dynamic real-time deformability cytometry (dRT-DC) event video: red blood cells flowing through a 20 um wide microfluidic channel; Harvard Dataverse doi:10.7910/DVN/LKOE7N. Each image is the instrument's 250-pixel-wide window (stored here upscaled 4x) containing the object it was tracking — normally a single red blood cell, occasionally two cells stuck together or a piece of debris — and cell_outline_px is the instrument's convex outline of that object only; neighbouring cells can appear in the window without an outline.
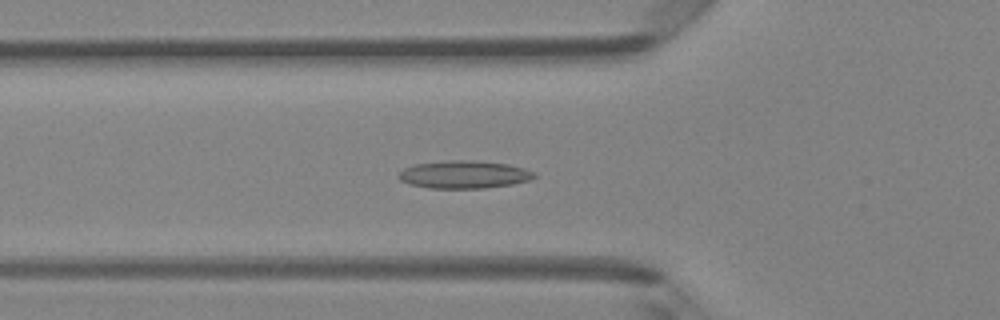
{"species": "Egyptian fruit bat (a non-hibernating species)", "species_latin": "Rousettus aegyptiacus", "temperature_condition": "room temperature", "stored_images_in_passage": 36, "camera_frame_rate_fps": 3000, "um_per_image_px": 0.085, "animal": {"sex": "female"}, "frame": {"image": 1, "passage_image": 5, "time_ms": 1.333, "image_size_px": [1000, 320], "cell_outline_px": [[536, 176], [528, 180], [512, 184], [484, 188], [428, 188], [412, 184], [400, 180], [396, 176], [404, 168], [416, 164], [452, 160], [472, 160], [508, 164], [524, 168], [536, 172]], "centroid_in_image_um": [39.45, 14.83], "position_along_channel_um": 86.3, "area_um2": 21.79}}
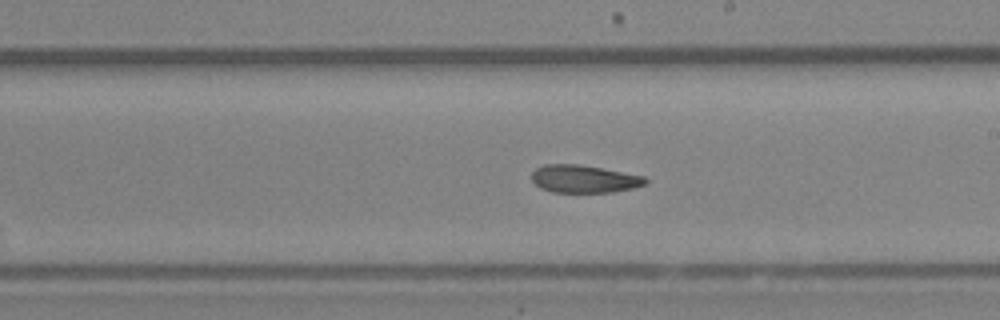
{"frame": {"image": 2, "passage_image": 16, "time_ms": 5.0, "image_size_px": [1000, 320], "cell_outline_px": [[648, 184], [632, 188], [612, 192], [552, 192], [540, 188], [532, 180], [532, 172], [536, 168], [544, 164], [580, 164], [644, 176], [648, 180]], "centroid_in_image_um": [49.64, 15.2], "position_along_channel_um": 239.4, "area_um2": 18.38}}
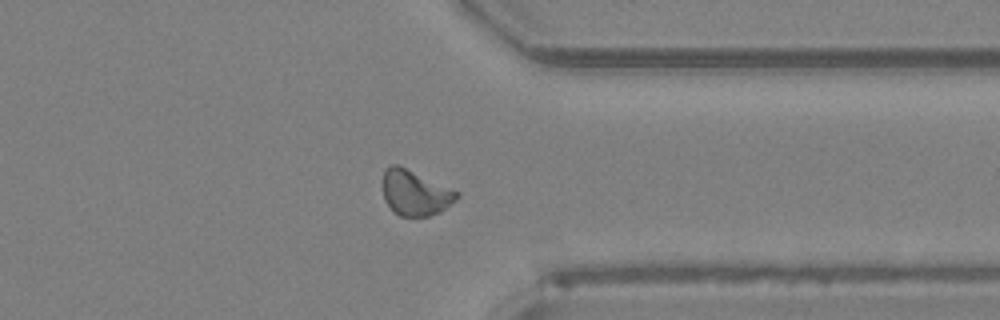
{"frame": {"image": 3, "passage_image": 26, "time_ms": 8.333, "image_size_px": [1000, 320], "cell_outline_px": [[460, 196], [456, 200], [440, 212], [428, 216], [400, 216], [384, 200], [384, 172], [392, 164], [400, 164], [460, 192]], "centroid_in_image_um": [35.33, 16.37], "position_along_channel_um": 376.1, "area_um2": 19.48}, "authors_computed_cell_mechanics": {"area_um2": 19.3052, "velocity_mm_per_s": 4.185, "shape_relaxation_time_tau1_ms": null, "shape_relaxation_time_tau2_ms": 6.155, "deformation_change_tau1": null, "deformation_change_tau2": 0.118}}